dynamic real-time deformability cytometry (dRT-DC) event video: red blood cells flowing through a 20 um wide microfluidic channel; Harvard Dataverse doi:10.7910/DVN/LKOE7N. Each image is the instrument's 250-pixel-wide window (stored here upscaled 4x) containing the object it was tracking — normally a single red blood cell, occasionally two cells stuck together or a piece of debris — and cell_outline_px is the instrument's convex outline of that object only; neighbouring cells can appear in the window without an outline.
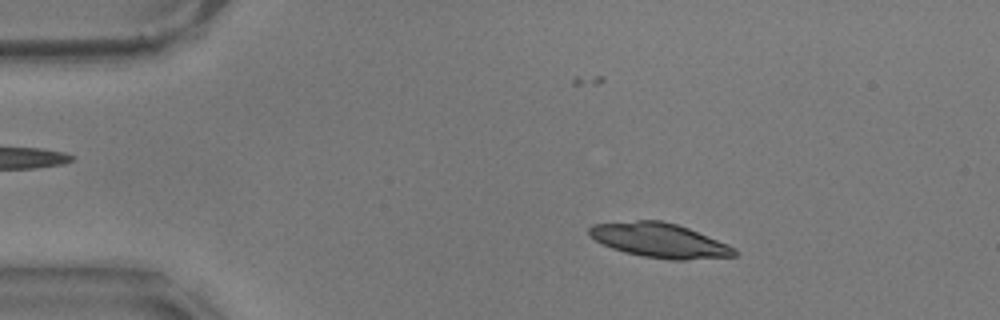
{"species": "common noctule bat (a hibernating species)", "species_latin": "Nyctalus noctula", "temperature_condition": "warm", "stored_images_in_passage": 56, "camera_frame_rate_fps": 3000, "um_per_image_px": 0.085, "animal": {"sex": "male", "body_mass_g": 17.9}, "frame": {"image": 1, "passage_image": 9, "time_ms": 2.667, "image_size_px": [1000, 320], "cell_outline_px": [[740, 252], [736, 256], [688, 260], [672, 260], [644, 256], [624, 252], [612, 248], [588, 236], [588, 228], [592, 224], [636, 220], [660, 220], [676, 224], [688, 228], [728, 244], [736, 248]], "centroid_in_image_um": [56.08, 20.43], "position_along_channel_um": 28.9, "area_um2": 29.25}}
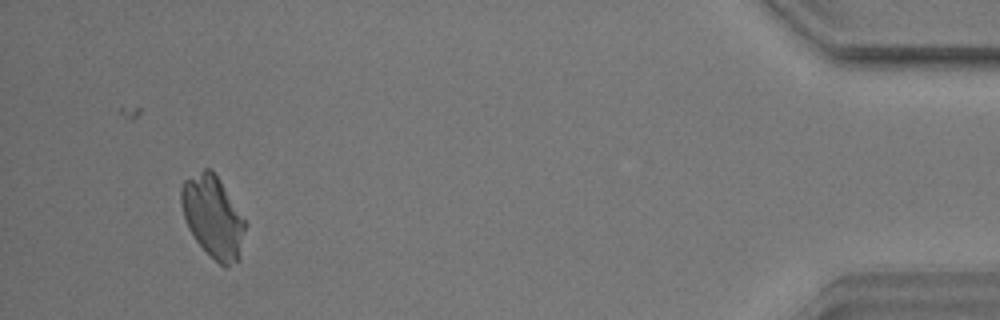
{"frame": {"image": 2, "passage_image": 53, "time_ms": 17.333, "image_size_px": [1000, 320], "cell_outline_px": [[244, 228], [240, 260], [228, 268], [224, 268], [196, 240], [188, 228], [184, 216], [180, 200], [180, 188], [184, 180], [204, 168], [208, 168], [220, 180], [244, 220]], "centroid_in_image_um": [18.08, 18.44], "position_along_channel_um": 417.1, "area_um2": 29.94}}